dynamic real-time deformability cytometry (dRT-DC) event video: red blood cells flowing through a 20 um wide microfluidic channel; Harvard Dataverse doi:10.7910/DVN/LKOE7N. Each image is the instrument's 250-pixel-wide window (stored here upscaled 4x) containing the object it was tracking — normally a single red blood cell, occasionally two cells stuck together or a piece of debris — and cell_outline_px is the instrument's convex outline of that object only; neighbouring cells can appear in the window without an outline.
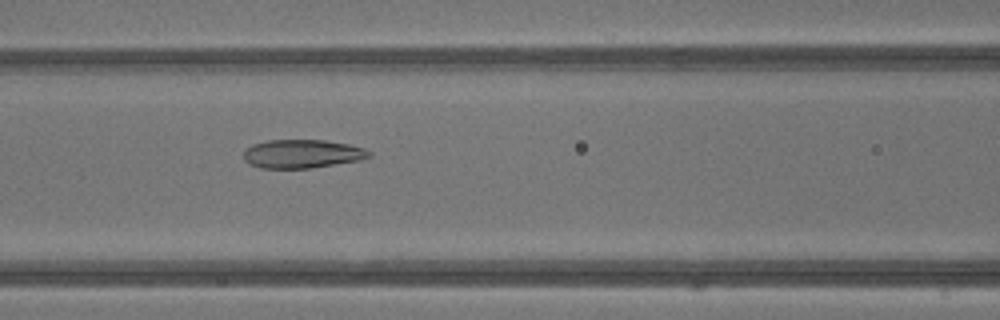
{"species": "common noctule bat (a hibernating species)", "species_latin": "Nyctalus noctula", "temperature_condition": "warm", "stored_images_in_passage": 42, "camera_frame_rate_fps": 3000, "um_per_image_px": 0.085, "animal": {"sex": "male", "body_mass_g": 13.3}, "frame": {"image": 1, "passage_image": 18, "time_ms": 5.667, "image_size_px": [1000, 320], "cell_outline_px": [[372, 156], [360, 160], [312, 168], [260, 168], [248, 164], [244, 160], [244, 152], [252, 144], [268, 140], [324, 140], [348, 144], [364, 148], [372, 152]], "centroid_in_image_um": [25.69, 13.08], "position_along_channel_um": 140.9, "area_um2": 20.98}}
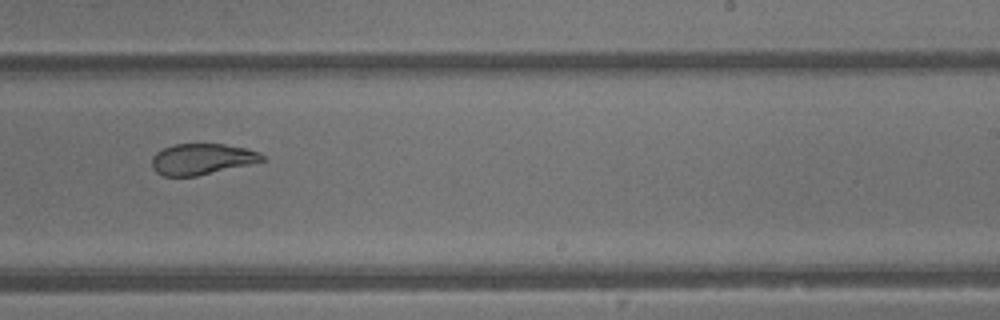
{"frame": {"image": 2, "passage_image": 26, "time_ms": 8.333, "image_size_px": [1000, 320], "cell_outline_px": [[264, 160], [248, 164], [196, 176], [164, 176], [156, 172], [152, 168], [152, 156], [156, 152], [164, 148], [176, 144], [224, 144], [244, 148], [256, 152], [264, 156]], "centroid_in_image_um": [17.09, 13.52], "position_along_channel_um": 271.9, "area_um2": 19.54}}
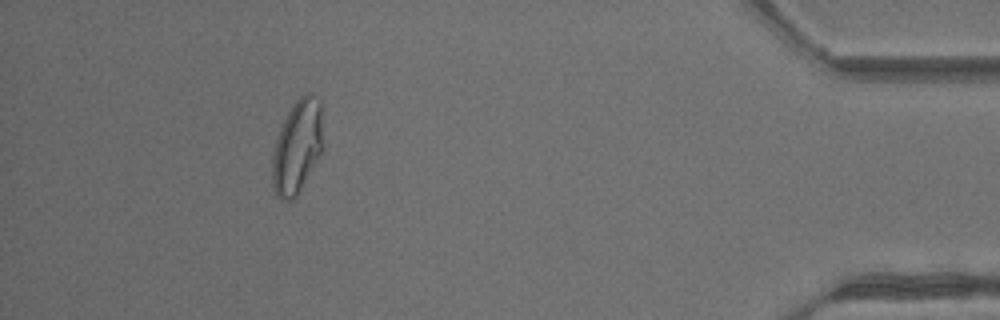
{"frame": {"image": 3, "passage_image": 38, "time_ms": 12.333, "image_size_px": [1000, 320], "cell_outline_px": [[320, 156], [296, 196], [292, 200], [280, 200], [276, 196], [272, 184], [272, 156], [276, 140], [280, 128], [288, 112], [296, 100], [304, 92], [312, 92], [320, 100]], "centroid_in_image_um": [25.22, 12.48], "position_along_channel_um": 410.0, "area_um2": 27.17}, "authors_computed_cell_mechanics": {"area_um2": 25.4031, "velocity_mm_per_s": 4.9254, "shape_relaxation_time_tau1_ms": 5.9262, "shape_relaxation_time_tau2_ms": 0.9463, "deformation_change_tau1": 0.1988, "deformation_change_tau2": 0.0834}}